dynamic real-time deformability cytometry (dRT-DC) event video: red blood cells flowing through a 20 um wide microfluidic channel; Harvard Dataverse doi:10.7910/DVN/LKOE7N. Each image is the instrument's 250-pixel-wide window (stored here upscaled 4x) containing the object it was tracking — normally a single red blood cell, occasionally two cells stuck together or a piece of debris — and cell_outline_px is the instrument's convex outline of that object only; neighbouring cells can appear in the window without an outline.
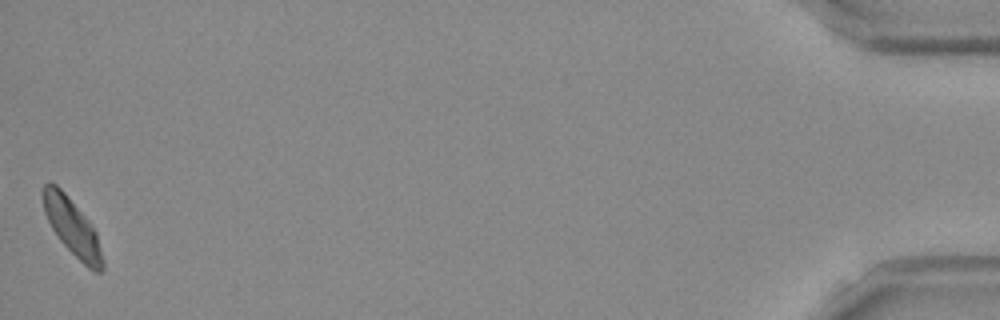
{"species": "Egyptian fruit bat (a non-hibernating species)", "species_latin": "Rousettus aegyptiacus", "temperature_condition": "room temperature", "stored_images_in_passage": 52, "camera_frame_rate_fps": 3000, "um_per_image_px": 0.085, "frame": {"image": 1, "passage_image": 52, "time_ms": 17.0, "image_size_px": [1000, 320], "cell_outline_px": [[104, 268], [100, 272], [96, 272], [88, 268], [60, 240], [52, 228], [44, 212], [44, 184], [56, 184], [64, 192], [88, 220], [96, 232], [104, 260]], "centroid_in_image_um": [6.18, 19.35], "position_along_channel_um": 429.0, "area_um2": 19.07}, "authors_computed_cell_mechanics": {"area_um2": 19.7676, "velocity_mm_per_s": 3.7928, "shape_relaxation_time_tau1_ms": 2.2759, "shape_relaxation_time_tau2_ms": null, "deformation_change_tau1": 0.1136, "deformation_change_tau2": null}}